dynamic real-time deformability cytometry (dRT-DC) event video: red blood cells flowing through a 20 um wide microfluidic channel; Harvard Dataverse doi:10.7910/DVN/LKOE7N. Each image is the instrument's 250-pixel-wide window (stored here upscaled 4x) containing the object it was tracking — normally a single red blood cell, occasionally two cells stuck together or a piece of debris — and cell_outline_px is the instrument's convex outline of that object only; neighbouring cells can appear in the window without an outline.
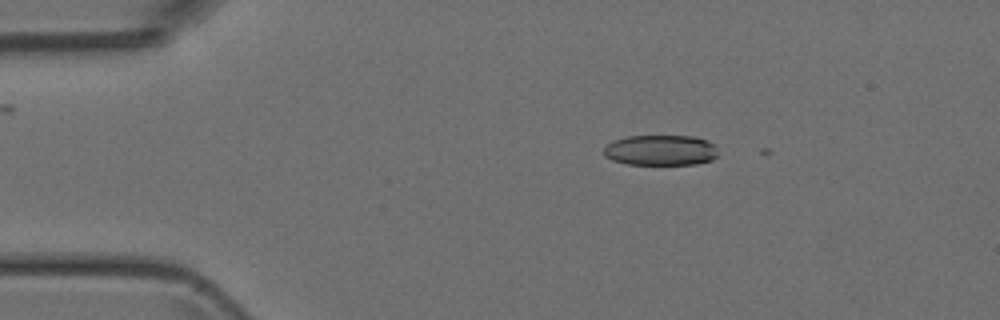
{"species": "Egyptian fruit bat (a non-hibernating species)", "species_latin": "Rousettus aegyptiacus", "temperature_condition": "room temperature", "stored_images_in_passage": 6, "camera_frame_rate_fps": 3000, "um_per_image_px": 0.085, "animal": {"sex": "female"}, "frame": {"image": 1, "passage_image": 2, "time_ms": 1.333, "image_size_px": [1000, 320], "cell_outline_px": [[716, 156], [712, 160], [696, 164], [628, 164], [612, 160], [604, 156], [604, 148], [612, 140], [628, 136], [692, 136], [708, 140], [716, 144]], "centroid_in_image_um": [56.16, 12.76], "position_along_channel_um": 28.8, "area_um2": 20.4}}
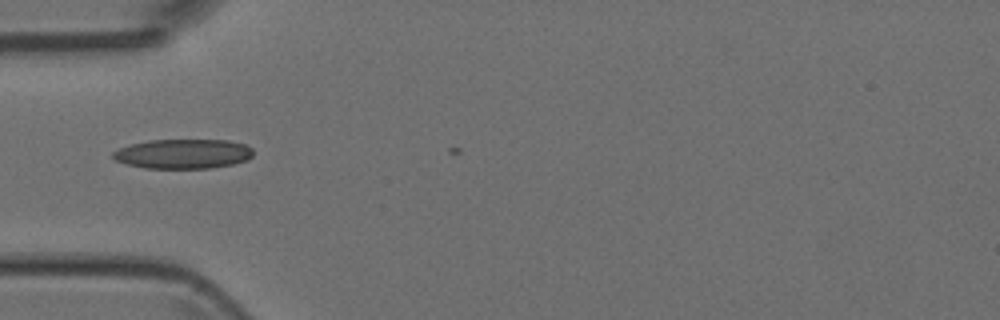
{"frame": {"image": 2, "passage_image": 4, "time_ms": 3.667, "image_size_px": [1000, 320], "cell_outline_px": [[252, 156], [248, 160], [232, 164], [208, 168], [144, 168], [128, 164], [116, 160], [112, 156], [112, 152], [120, 148], [132, 144], [152, 140], [228, 140], [244, 144], [252, 148]], "centroid_in_image_um": [15.58, 13.07], "position_along_channel_um": 69.4, "area_um2": 23.99}}
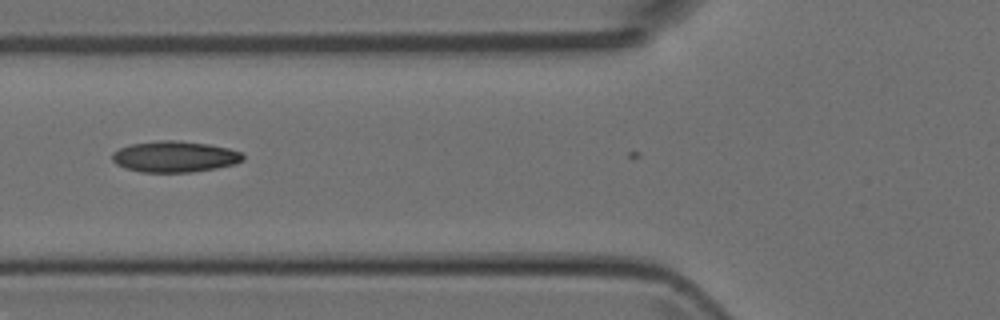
{"frame": {"image": 3, "passage_image": 5, "time_ms": 4.667, "image_size_px": [1000, 320], "cell_outline_px": [[244, 160], [236, 164], [216, 168], [192, 172], [140, 172], [124, 168], [116, 164], [112, 160], [112, 152], [120, 148], [132, 144], [160, 140], [176, 140], [208, 144], [228, 148], [244, 152]], "centroid_in_image_um": [14.87, 13.32], "position_along_channel_um": 110.9, "area_um2": 23.87}}